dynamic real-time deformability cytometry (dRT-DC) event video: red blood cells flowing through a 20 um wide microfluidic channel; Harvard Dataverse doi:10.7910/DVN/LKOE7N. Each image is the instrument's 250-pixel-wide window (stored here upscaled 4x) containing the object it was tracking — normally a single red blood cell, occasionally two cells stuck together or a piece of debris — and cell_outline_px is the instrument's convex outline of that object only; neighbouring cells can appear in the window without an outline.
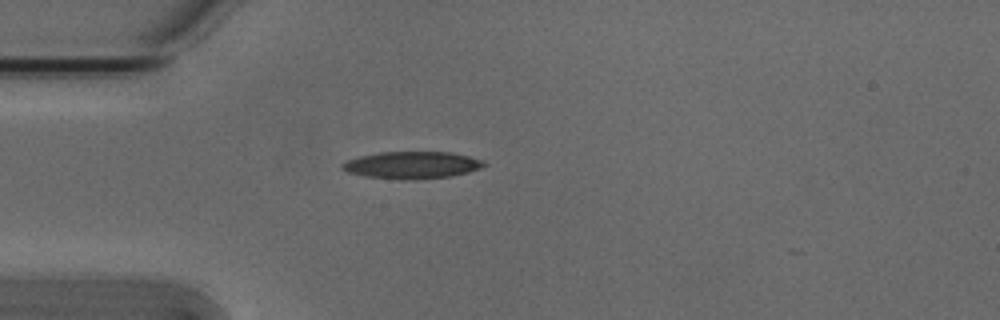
{"species": "Egyptian fruit bat (a non-hibernating species)", "species_latin": "Rousettus aegyptiacus", "temperature_condition": "cold", "stored_images_in_passage": 40, "camera_frame_rate_fps": 3000, "um_per_image_px": 0.085, "animal": {"sex": "male"}, "frame": {"image": 1, "passage_image": 1, "time_ms": 0.0, "image_size_px": [1000, 320], "cell_outline_px": [[488, 164], [480, 168], [468, 172], [452, 176], [416, 180], [404, 180], [364, 176], [348, 172], [340, 168], [340, 164], [348, 160], [360, 156], [380, 152], [452, 152], [468, 156], [480, 160]], "centroid_in_image_um": [35.0, 14.04], "position_along_channel_um": 50.0, "area_um2": 22.48}}
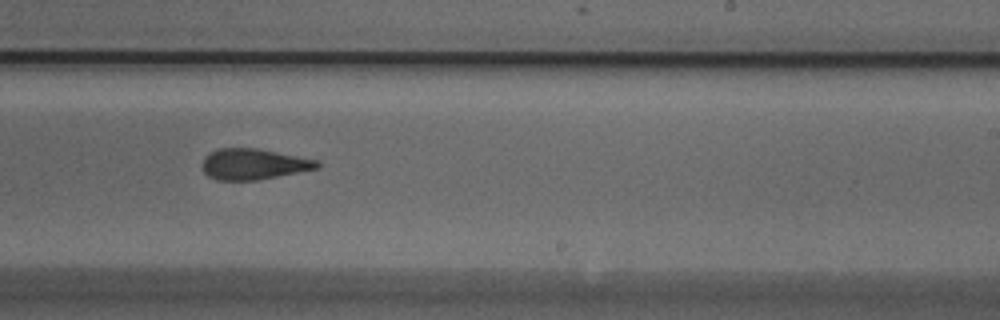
{"frame": {"image": 2, "passage_image": 19, "time_ms": 6.0, "image_size_px": [1000, 320], "cell_outline_px": [[320, 168], [256, 180], [216, 180], [208, 176], [200, 168], [200, 164], [204, 156], [220, 148], [256, 148], [320, 160]], "centroid_in_image_um": [21.53, 13.95], "position_along_channel_um": 267.5, "area_um2": 20.81}}
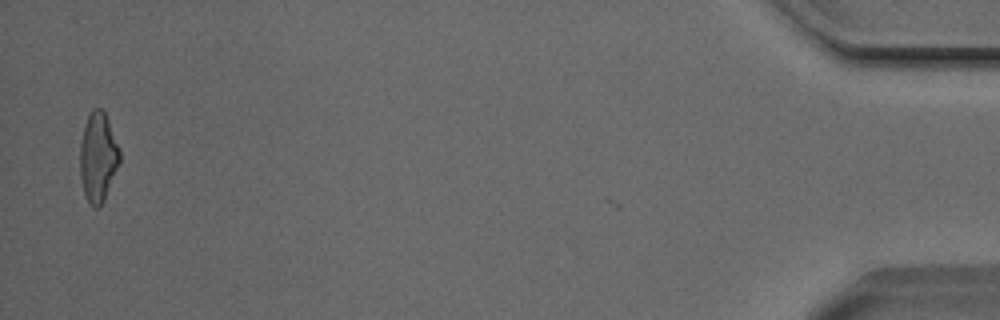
{"frame": {"image": 3, "passage_image": 39, "time_ms": 12.667, "image_size_px": [1000, 320], "cell_outline_px": [[120, 160], [104, 200], [100, 208], [96, 208], [88, 204], [84, 192], [80, 176], [80, 140], [84, 124], [92, 108], [104, 108], [120, 148]], "centroid_in_image_um": [8.33, 13.32], "position_along_channel_um": 426.9, "area_um2": 20.98}, "authors_computed_cell_mechanics": {"area_um2": 21.1259, "velocity_mm_per_s": 3.8187, "shape_relaxation_time_tau1_ms": 5.7405, "shape_relaxation_time_tau2_ms": 2.6491, "deformation_change_tau1": 0.1879, "deformation_change_tau2": 0.1211}}